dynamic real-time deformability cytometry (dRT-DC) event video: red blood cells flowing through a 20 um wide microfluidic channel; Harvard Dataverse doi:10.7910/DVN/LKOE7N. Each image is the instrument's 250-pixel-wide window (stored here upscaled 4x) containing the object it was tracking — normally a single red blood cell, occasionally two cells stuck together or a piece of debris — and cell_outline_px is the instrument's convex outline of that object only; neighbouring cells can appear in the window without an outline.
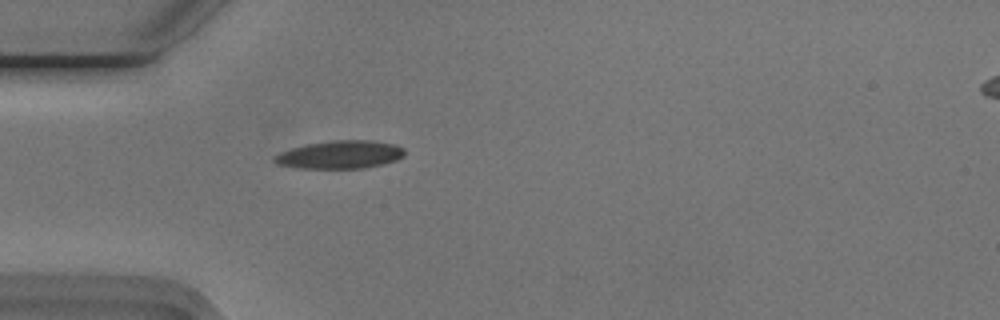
{"species": "Egyptian fruit bat (a non-hibernating species)", "species_latin": "Rousettus aegyptiacus", "temperature_condition": "cold", "stored_images_in_passage": 37, "camera_frame_rate_fps": 3000, "um_per_image_px": 0.085, "animal": {"sex": "male"}, "frame": {"image": 1, "passage_image": 1, "time_ms": 0.0, "image_size_px": [1000, 320], "cell_outline_px": [[404, 156], [396, 160], [384, 164], [364, 168], [300, 168], [276, 164], [272, 160], [280, 152], [292, 148], [308, 144], [336, 140], [368, 140], [392, 144], [404, 148]], "centroid_in_image_um": [28.92, 13.15], "position_along_channel_um": 56.1, "area_um2": 21.04}}
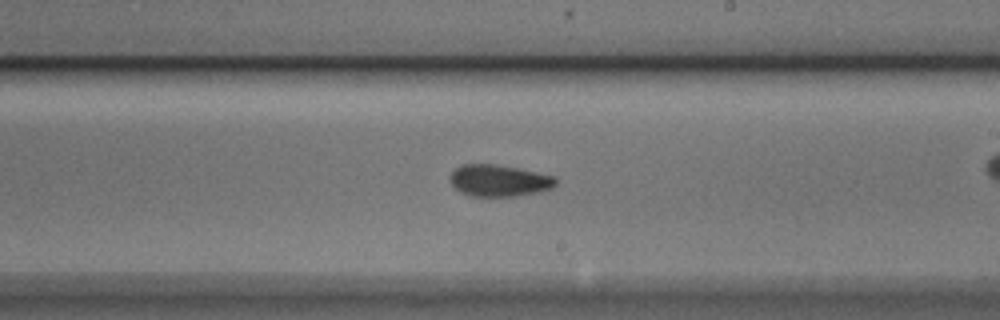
{"frame": {"image": 2, "passage_image": 13, "time_ms": 4.0, "image_size_px": [1000, 320], "cell_outline_px": [[556, 184], [552, 188], [540, 192], [516, 196], [468, 196], [460, 192], [452, 184], [448, 176], [460, 164], [496, 164], [556, 176]], "centroid_in_image_um": [42.41, 15.35], "position_along_channel_um": 246.6, "area_um2": 19.65}}
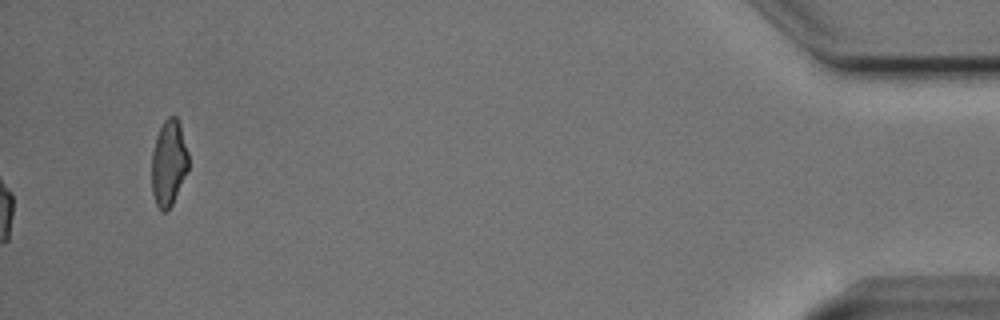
{"frame": {"image": 3, "passage_image": 37, "time_ms": 12.0, "image_size_px": [1000, 320], "cell_outline_px": [[188, 168], [172, 204], [164, 212], [156, 204], [152, 192], [152, 152], [156, 136], [164, 120], [168, 116], [176, 116], [180, 124], [188, 152]], "centroid_in_image_um": [14.33, 13.81], "position_along_channel_um": 420.9, "area_um2": 18.15}, "authors_computed_cell_mechanics": {"area_um2": 18.9006, "velocity_mm_per_s": 3.7457, "shape_relaxation_time_tau1_ms": 1.7161, "shape_relaxation_time_tau2_ms": 1.2117, "deformation_change_tau1": 0.1114, "deformation_change_tau2": 0.0804}}